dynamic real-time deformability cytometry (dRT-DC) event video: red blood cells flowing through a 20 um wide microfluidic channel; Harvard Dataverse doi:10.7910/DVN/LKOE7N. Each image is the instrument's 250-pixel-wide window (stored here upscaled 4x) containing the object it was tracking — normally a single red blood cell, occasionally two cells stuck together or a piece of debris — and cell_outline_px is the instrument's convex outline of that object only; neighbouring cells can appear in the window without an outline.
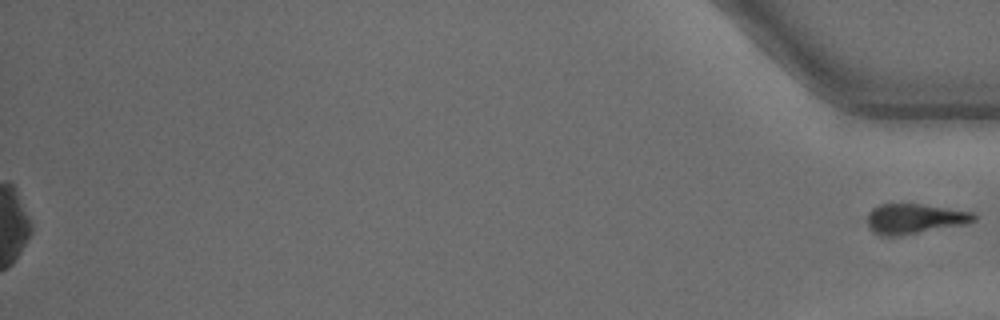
{"species": "common noctule bat (a hibernating species)", "species_latin": "Nyctalus noctula", "temperature_condition": "warm", "stored_images_in_passage": 47, "segment_of_instrument_passage": [2, 2], "camera_frame_rate_fps": 3000, "um_per_image_px": 0.085, "animal": {"sex": "male", "body_mass_g": 15.6}, "frame": {"image": 1, "passage_image": 47, "time_ms": 15.333, "image_size_px": [1000, 320], "cell_outline_px": [[976, 220], [964, 224], [896, 236], [884, 236], [872, 232], [868, 224], [868, 212], [872, 208], [880, 204], [920, 204], [972, 212], [976, 216]], "centroid_in_image_um": [77.7, 18.59], "position_along_channel_um": 357.5, "area_um2": 18.32}}